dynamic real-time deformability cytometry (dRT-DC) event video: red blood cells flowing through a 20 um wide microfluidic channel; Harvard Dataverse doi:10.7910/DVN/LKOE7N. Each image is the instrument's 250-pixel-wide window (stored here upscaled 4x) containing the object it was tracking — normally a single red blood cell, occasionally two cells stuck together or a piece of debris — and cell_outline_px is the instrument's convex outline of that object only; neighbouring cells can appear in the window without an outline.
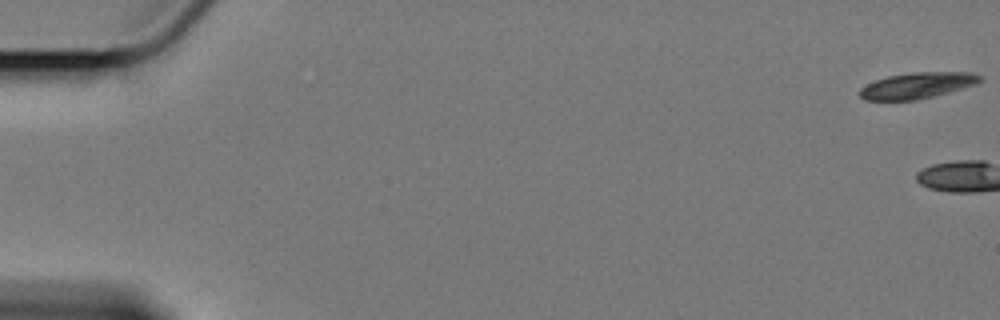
{"species": "Egyptian fruit bat (a non-hibernating species)", "species_latin": "Rousettus aegyptiacus", "temperature_condition": "cold", "stored_images_in_passage": 3, "camera_frame_rate_fps": 3000, "um_per_image_px": 0.085, "animal": {"sex": "female"}, "frame": {"image": 1, "passage_image": 1, "time_ms": 0.0, "image_size_px": [1000, 320], "cell_outline_px": [[984, 80], [976, 84], [948, 92], [916, 100], [864, 100], [860, 96], [860, 88], [876, 80], [888, 76], [912, 72], [972, 72], [984, 76]], "centroid_in_image_um": [78.02, 7.25], "position_along_channel_um": 7.0, "area_um2": 18.21}}